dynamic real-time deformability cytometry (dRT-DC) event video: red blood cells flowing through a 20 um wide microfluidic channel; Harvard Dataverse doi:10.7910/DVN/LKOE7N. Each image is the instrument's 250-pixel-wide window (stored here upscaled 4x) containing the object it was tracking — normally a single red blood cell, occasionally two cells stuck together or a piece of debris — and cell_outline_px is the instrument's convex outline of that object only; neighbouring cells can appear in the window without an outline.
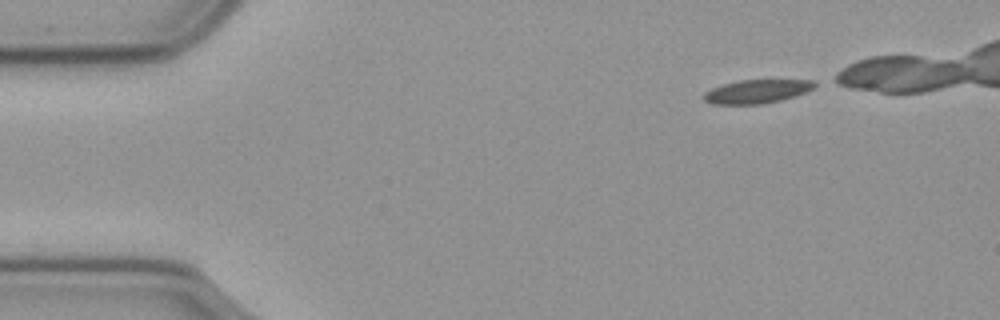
{"species": "common noctule bat (a hibernating species)", "species_latin": "Nyctalus noctula", "temperature_condition": "cold", "stored_images_in_passage": 40, "camera_frame_rate_fps": 3000, "um_per_image_px": 0.085, "animal": {"sex": "male", "body_mass_g": 23.1, "forearm_length_mm": 52.7}, "frame": {"image": 1, "passage_image": 1, "time_ms": 0.0, "image_size_px": [1000, 320], "cell_outline_px": [[820, 84], [804, 92], [780, 100], [760, 104], [712, 104], [704, 100], [704, 92], [712, 88], [724, 84], [740, 80], [812, 80]], "centroid_in_image_um": [64.32, 7.77], "position_along_channel_um": 20.7, "area_um2": 15.03}}
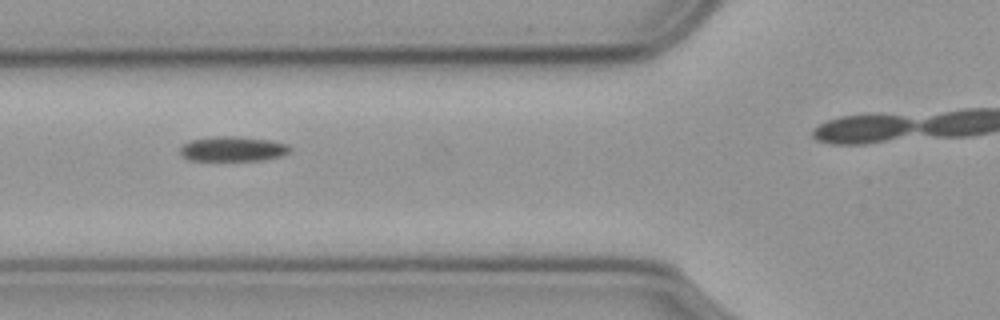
{"frame": {"image": 2, "passage_image": 15, "time_ms": 4.667, "image_size_px": [1000, 320], "cell_outline_px": [[292, 152], [280, 156], [264, 160], [188, 160], [180, 152], [180, 148], [184, 144], [192, 140], [220, 136], [236, 136], [268, 140], [288, 144], [292, 148]], "centroid_in_image_um": [19.85, 12.66], "position_along_channel_um": 106.0, "area_um2": 15.78}}
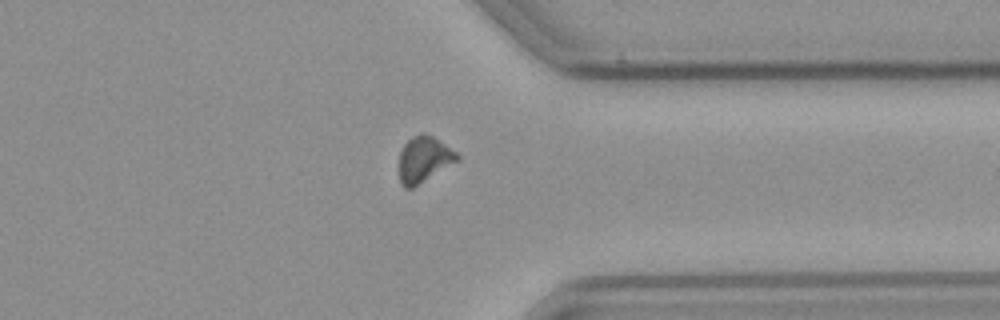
{"frame": {"image": 3, "passage_image": 38, "time_ms": 12.333, "image_size_px": [1000, 320], "cell_outline_px": [[460, 160], [412, 188], [404, 188], [400, 180], [400, 152], [404, 144], [412, 136], [420, 132], [424, 132], [432, 136], [456, 152], [460, 156]], "centroid_in_image_um": [36.04, 13.53], "position_along_channel_um": 375.4, "area_um2": 15.43}}